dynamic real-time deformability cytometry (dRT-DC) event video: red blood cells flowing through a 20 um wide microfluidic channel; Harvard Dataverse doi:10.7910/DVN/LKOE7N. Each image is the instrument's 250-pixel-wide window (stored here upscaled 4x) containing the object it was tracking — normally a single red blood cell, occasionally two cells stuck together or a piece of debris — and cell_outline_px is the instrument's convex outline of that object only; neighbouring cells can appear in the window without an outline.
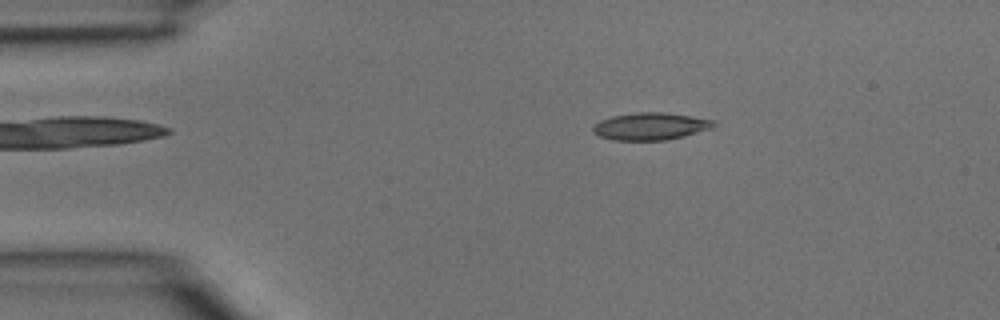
{"species": "common noctule bat (a hibernating species)", "species_latin": "Nyctalus noctula", "temperature_condition": "room temperature", "stored_images_in_passage": 3, "camera_frame_rate_fps": 3000, "um_per_image_px": 0.085, "animal": {"sex": "male", "body_mass_g": 15.6}, "frame": {"image": 1, "passage_image": 2, "time_ms": 0.333, "image_size_px": [1000, 320], "cell_outline_px": [[716, 124], [712, 128], [684, 136], [664, 140], [616, 140], [600, 136], [592, 132], [592, 128], [600, 120], [612, 116], [640, 112], [664, 112], [692, 116], [716, 120]], "centroid_in_image_um": [55.32, 10.73], "position_along_channel_um": 29.7, "area_um2": 19.13}}